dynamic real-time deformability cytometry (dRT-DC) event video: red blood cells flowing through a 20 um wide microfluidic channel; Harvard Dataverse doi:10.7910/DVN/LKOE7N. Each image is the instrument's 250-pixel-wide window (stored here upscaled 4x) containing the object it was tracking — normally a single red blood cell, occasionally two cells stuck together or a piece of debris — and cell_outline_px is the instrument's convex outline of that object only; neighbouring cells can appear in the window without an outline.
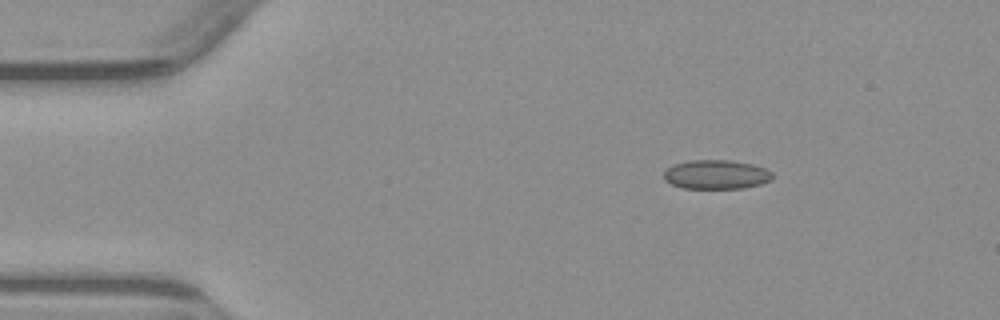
{"species": "common noctule bat (a hibernating species)", "species_latin": "Nyctalus noctula", "temperature_condition": "warm", "stored_images_in_passage": 3, "camera_frame_rate_fps": 3000, "um_per_image_px": 0.085, "animal": {"sex": "male", "body_mass_g": 23.1, "forearm_length_mm": 52.7}, "frame": {"image": 1, "passage_image": 1, "time_ms": 0.0, "image_size_px": [1000, 320], "cell_outline_px": [[772, 180], [760, 184], [744, 188], [684, 188], [672, 184], [664, 180], [664, 172], [668, 168], [676, 164], [692, 160], [732, 160], [752, 164], [768, 168], [772, 172]], "centroid_in_image_um": [60.93, 14.83], "position_along_channel_um": 24.1, "area_um2": 18.44}}